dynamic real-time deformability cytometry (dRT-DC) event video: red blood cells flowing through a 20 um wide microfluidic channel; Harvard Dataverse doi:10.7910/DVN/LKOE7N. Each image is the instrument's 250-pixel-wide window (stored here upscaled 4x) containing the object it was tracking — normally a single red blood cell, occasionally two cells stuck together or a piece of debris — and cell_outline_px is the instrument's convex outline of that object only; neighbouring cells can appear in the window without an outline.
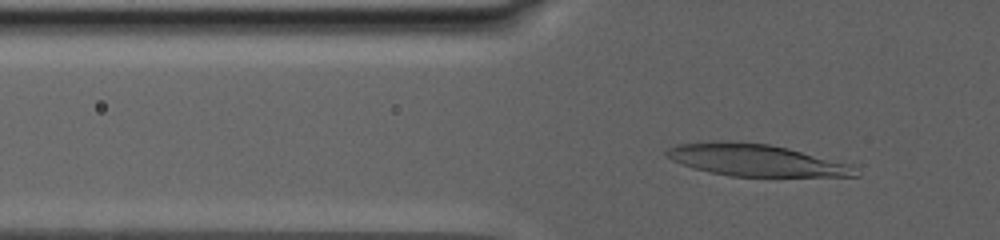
{"species": "human", "species_latin": "Homo sapiens", "temperature_condition": "warm", "stored_images_in_passage": 108, "camera_frame_rate_fps": 3000, "um_per_image_px": 0.085, "donor": {"sex": "male"}, "frame": {"image": 1, "passage_image": 20, "time_ms": 2.333, "image_size_px": [1000, 240], "cell_outline_px": [[860, 176], [728, 176], [696, 168], [672, 160], [664, 156], [664, 152], [668, 148], [676, 144], [716, 140], [724, 140], [768, 144], [788, 148], [848, 164]], "centroid_in_image_um": [64.14, 13.59], "position_along_channel_um": 61.7, "area_um2": 34.68}}
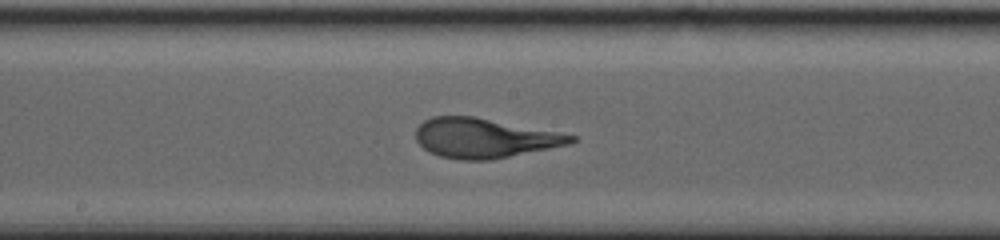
{"frame": {"image": 2, "passage_image": 69, "time_ms": 8.667, "image_size_px": [1000, 240], "cell_outline_px": [[576, 140], [568, 144], [488, 160], [460, 160], [440, 156], [428, 152], [416, 140], [416, 128], [424, 120], [432, 116], [472, 116], [576, 136]], "centroid_in_image_um": [41.07, 11.73], "position_along_channel_um": 207.1, "area_um2": 35.08}}
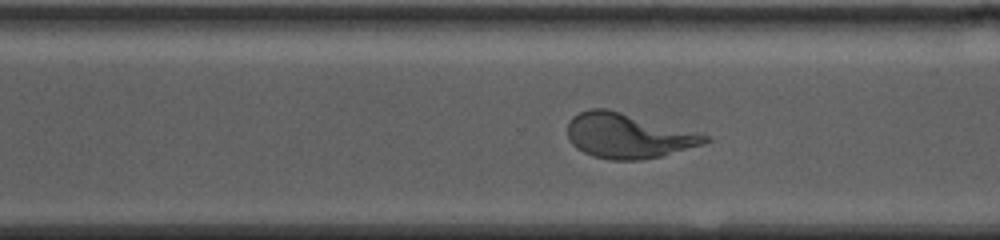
{"frame": {"image": 3, "passage_image": 106, "time_ms": 13.0, "image_size_px": [1000, 240], "cell_outline_px": [[712, 140], [704, 144], [660, 156], [640, 160], [608, 160], [592, 156], [576, 148], [568, 140], [568, 120], [572, 116], [588, 108], [608, 108], [704, 132]], "centroid_in_image_um": [53.42, 11.51], "position_along_channel_um": 317.2, "area_um2": 36.82}}